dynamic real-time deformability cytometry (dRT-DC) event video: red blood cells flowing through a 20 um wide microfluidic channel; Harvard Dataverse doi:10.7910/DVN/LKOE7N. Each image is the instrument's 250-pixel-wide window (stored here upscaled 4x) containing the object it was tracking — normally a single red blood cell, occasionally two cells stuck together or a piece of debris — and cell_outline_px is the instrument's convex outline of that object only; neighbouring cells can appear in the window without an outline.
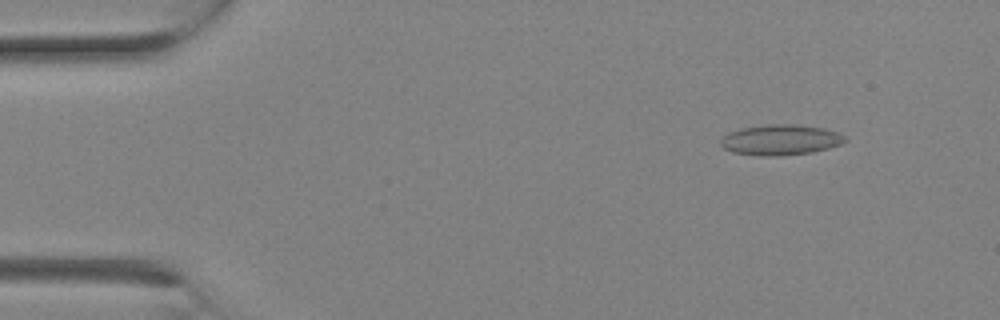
{"species": "Egyptian fruit bat (a non-hibernating species)", "species_latin": "Rousettus aegyptiacus", "temperature_condition": "room temperature", "stored_images_in_passage": 25, "camera_frame_rate_fps": 3000, "um_per_image_px": 0.085, "animal": {"sex": "female"}, "frame": {"image": 1, "passage_image": 3, "time_ms": 0.667, "image_size_px": [1000, 320], "cell_outline_px": [[848, 140], [840, 144], [828, 148], [812, 152], [780, 156], [760, 156], [732, 152], [724, 148], [720, 144], [720, 140], [728, 132], [740, 128], [764, 124], [796, 124], [824, 128], [840, 132]], "centroid_in_image_um": [66.34, 11.88], "position_along_channel_um": 18.7, "area_um2": 22.37}}
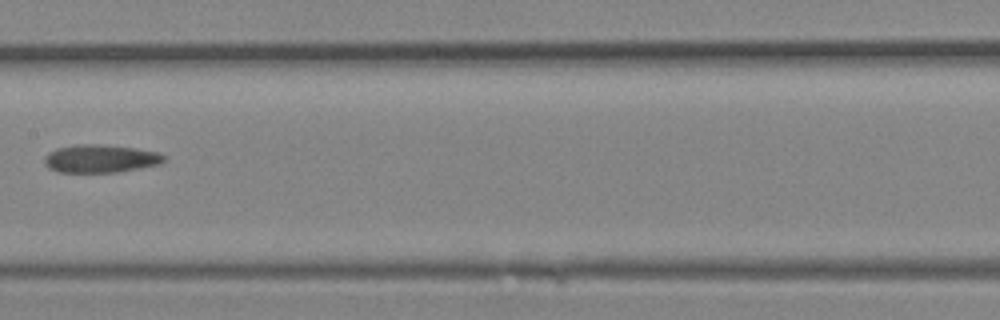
{"frame": {"image": 2, "passage_image": 13, "time_ms": 4.0, "image_size_px": [1000, 320], "cell_outline_px": [[168, 160], [160, 164], [120, 172], [60, 172], [48, 168], [44, 164], [44, 156], [48, 152], [56, 148], [76, 144], [96, 144], [136, 148], [160, 152]], "centroid_in_image_um": [8.55, 13.48], "position_along_channel_um": 198.9, "area_um2": 19.77}}
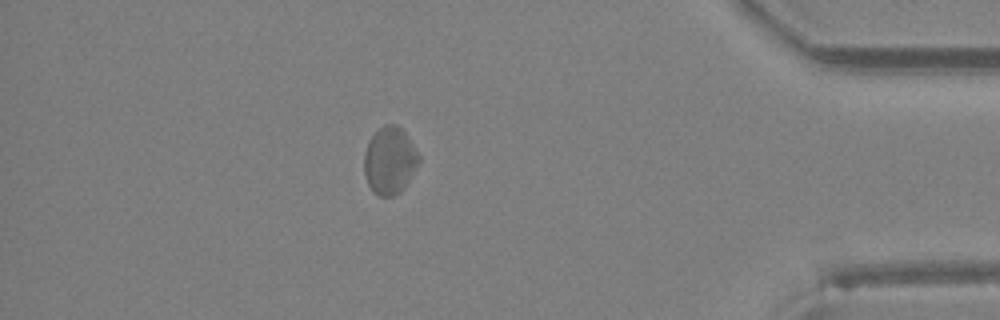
{"frame": {"image": 3, "passage_image": 22, "time_ms": 7.0, "image_size_px": [1000, 320], "cell_outline_px": [[420, 160], [404, 188], [400, 192], [392, 196], [380, 196], [372, 192], [368, 184], [364, 172], [364, 152], [368, 140], [384, 124], [396, 124], [404, 132], [420, 156]], "centroid_in_image_um": [33.1, 13.66], "position_along_channel_um": 402.1, "area_um2": 21.33}}